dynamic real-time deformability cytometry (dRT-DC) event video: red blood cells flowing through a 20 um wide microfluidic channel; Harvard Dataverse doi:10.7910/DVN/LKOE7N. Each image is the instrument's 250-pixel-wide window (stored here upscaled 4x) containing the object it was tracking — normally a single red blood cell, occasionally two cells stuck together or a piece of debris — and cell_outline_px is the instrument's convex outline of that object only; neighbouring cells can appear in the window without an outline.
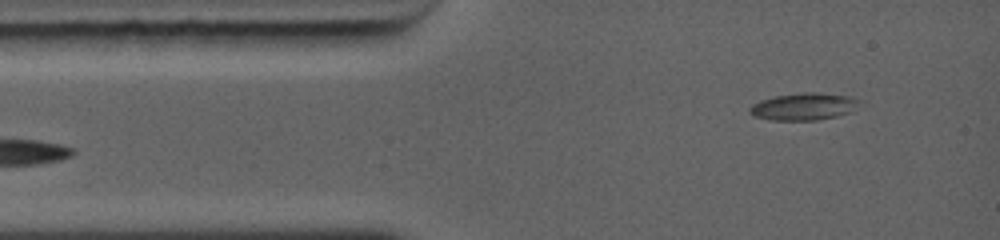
{"species": "common noctule bat (a hibernating species)", "species_latin": "Nyctalus noctula", "temperature_condition": "warm", "stored_images_in_passage": 40, "camera_frame_rate_fps": 5000, "um_per_image_px": 0.085, "animal": {"sex": "female", "body_mass_g": 19.0, "forearm_length_mm": 56.7}, "frame": {"image": 1, "passage_image": 3, "time_ms": 0.6, "image_size_px": [1000, 240], "cell_outline_px": [[856, 100], [844, 112], [836, 116], [816, 120], [772, 120], [756, 116], [748, 108], [752, 104], [776, 96], [848, 96]], "centroid_in_image_um": [68.12, 9.13], "position_along_channel_um": 16.9, "area_um2": 15.09}}
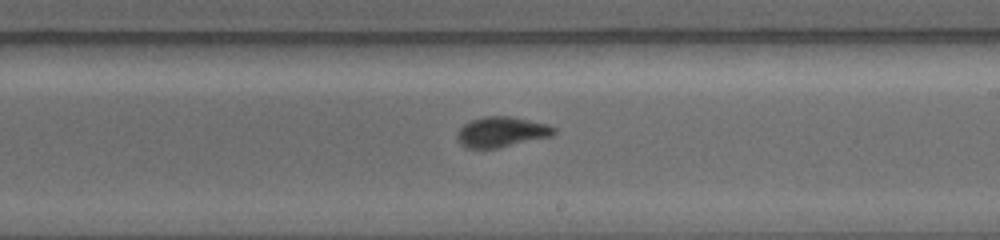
{"frame": {"image": 2, "passage_image": 19, "time_ms": 6.6, "image_size_px": [1000, 240], "cell_outline_px": [[556, 132], [552, 136], [496, 148], [464, 148], [460, 144], [456, 136], [460, 128], [464, 124], [472, 120], [484, 116], [508, 116], [544, 124], [556, 128]], "centroid_in_image_um": [42.59, 11.22], "position_along_channel_um": 246.4, "area_um2": 16.82}}
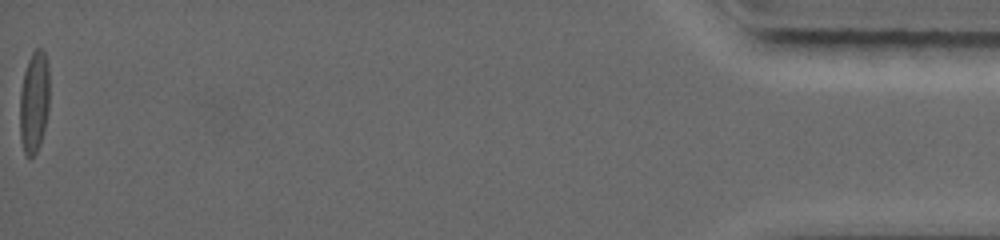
{"frame": {"image": 3, "passage_image": 40, "time_ms": 14.0, "image_size_px": [1000, 240], "cell_outline_px": [[48, 104], [44, 128], [36, 152], [32, 156], [28, 156], [24, 152], [20, 136], [20, 96], [24, 76], [32, 52], [36, 48], [40, 48], [44, 52], [48, 72]], "centroid_in_image_um": [2.88, 8.68], "position_along_channel_um": 432.3, "area_um2": 16.76}, "authors_computed_cell_mechanics": {"area_um2": 16.4152, "velocity_mm_per_s": 4.4955, "shape_relaxation_time_tau1_ms": 4.2794, "shape_relaxation_time_tau2_ms": 1.6923, "deformation_change_tau1": 0.1979, "deformation_change_tau2": 0.0593}}